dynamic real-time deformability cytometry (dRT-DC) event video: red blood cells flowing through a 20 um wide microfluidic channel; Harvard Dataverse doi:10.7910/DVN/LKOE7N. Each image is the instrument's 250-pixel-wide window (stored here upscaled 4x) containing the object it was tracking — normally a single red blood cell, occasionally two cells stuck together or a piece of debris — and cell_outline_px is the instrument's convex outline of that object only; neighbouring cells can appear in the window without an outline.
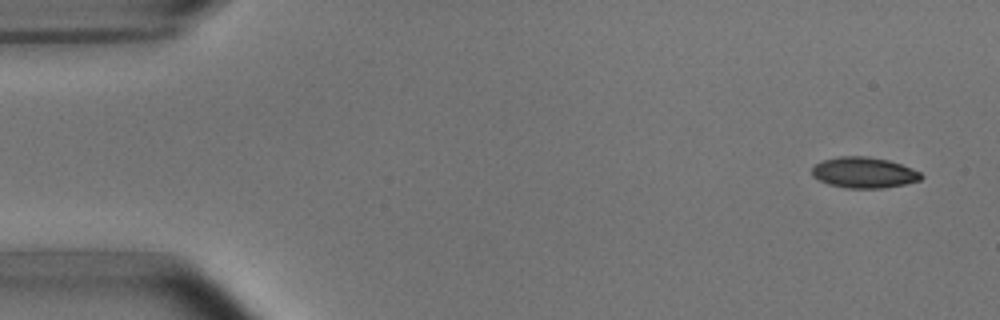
{"species": "common noctule bat (a hibernating species)", "species_latin": "Nyctalus noctula", "temperature_condition": "room temperature", "stored_images_in_passage": 7, "camera_frame_rate_fps": 3000, "um_per_image_px": 0.085, "animal": {"sex": "male", "body_mass_g": 15.6}, "frame": {"image": 1, "passage_image": 1, "time_ms": 0.0, "image_size_px": [1000, 320], "cell_outline_px": [[924, 176], [920, 180], [904, 184], [880, 188], [844, 188], [828, 184], [812, 176], [812, 168], [816, 164], [824, 160], [840, 156], [868, 156], [888, 160], [912, 168], [920, 172]], "centroid_in_image_um": [73.43, 14.67], "position_along_channel_um": 11.6, "area_um2": 19.54}}
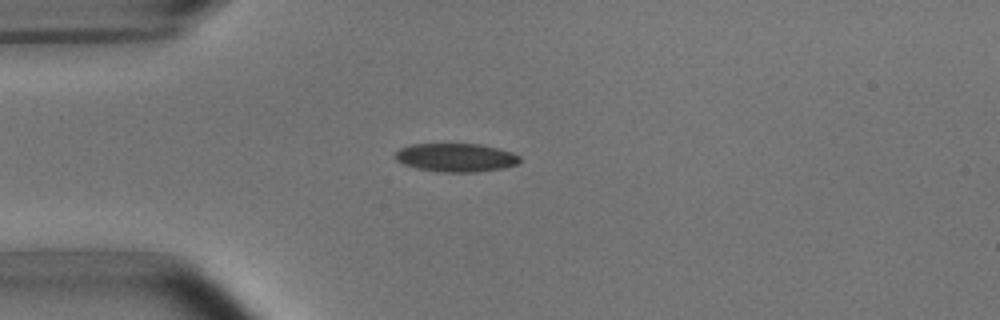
{"frame": {"image": 2, "passage_image": 4, "time_ms": 3.667, "image_size_px": [1000, 320], "cell_outline_px": [[520, 160], [516, 164], [504, 168], [476, 172], [440, 172], [416, 168], [404, 164], [396, 160], [392, 156], [400, 148], [412, 144], [480, 144], [512, 152], [520, 156]], "centroid_in_image_um": [38.72, 13.39], "position_along_channel_um": 46.3, "area_um2": 20.69}}
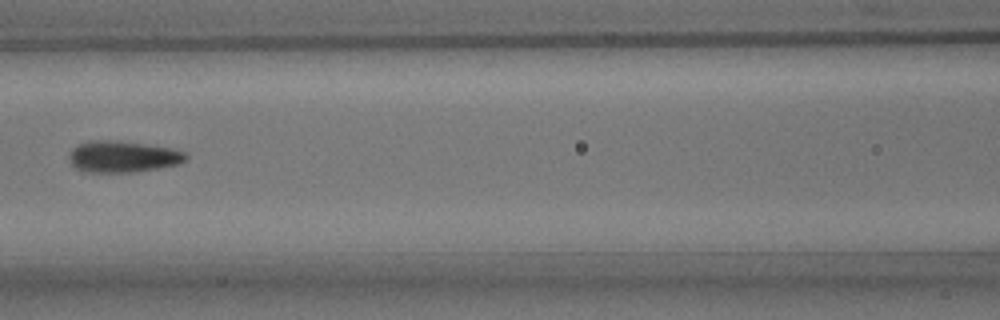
{"frame": {"image": 3, "passage_image": 7, "time_ms": 7.0, "image_size_px": [1000, 320], "cell_outline_px": [[188, 156], [180, 164], [160, 168], [136, 172], [88, 172], [76, 168], [72, 164], [72, 148], [80, 144], [92, 140], [108, 140], [172, 148], [184, 152]], "centroid_in_image_um": [10.49, 13.33], "position_along_channel_um": 156.1, "area_um2": 20.92}}